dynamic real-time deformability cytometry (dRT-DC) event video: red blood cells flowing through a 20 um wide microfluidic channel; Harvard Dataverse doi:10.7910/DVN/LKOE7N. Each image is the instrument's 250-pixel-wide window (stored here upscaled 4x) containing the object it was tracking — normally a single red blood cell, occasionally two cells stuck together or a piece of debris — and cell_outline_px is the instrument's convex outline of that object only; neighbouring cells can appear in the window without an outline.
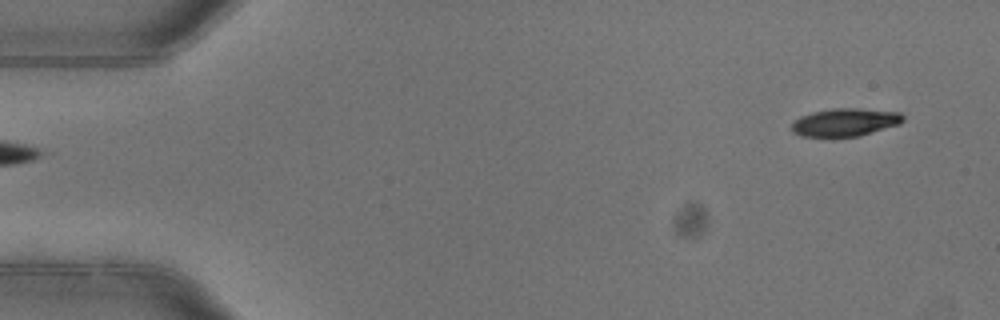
{"species": "common noctule bat (a hibernating species)", "species_latin": "Nyctalus noctula", "temperature_condition": "warm", "stored_images_in_passage": 5, "segment_of_instrument_passage": [2, 2], "camera_frame_rate_fps": 3000, "um_per_image_px": 0.085, "animal": {"sex": "female"}, "frame": {"image": 1, "passage_image": 5, "time_ms": 1.333, "image_size_px": [1000, 320], "cell_outline_px": [[904, 120], [900, 124], [860, 136], [804, 136], [792, 132], [792, 124], [800, 116], [812, 112], [832, 108], [856, 108], [900, 112], [904, 116]], "centroid_in_image_um": [71.86, 10.38], "position_along_channel_um": 13.1, "area_um2": 18.03}}